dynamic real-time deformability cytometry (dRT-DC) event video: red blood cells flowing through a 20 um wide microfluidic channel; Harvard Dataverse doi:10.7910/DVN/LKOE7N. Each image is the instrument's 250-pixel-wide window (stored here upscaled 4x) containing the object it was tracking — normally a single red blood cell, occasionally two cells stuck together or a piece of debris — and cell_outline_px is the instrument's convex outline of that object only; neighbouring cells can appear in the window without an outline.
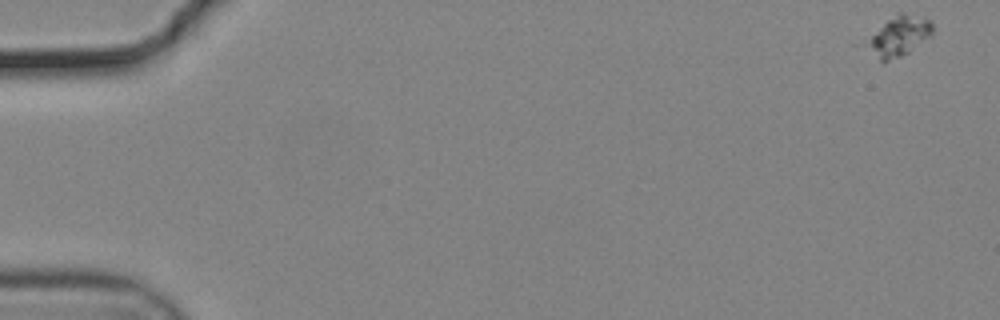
{"species": "common noctule bat (a hibernating species)", "species_latin": "Nyctalus noctula", "temperature_condition": "cold", "stored_images_in_passage": 16, "camera_frame_rate_fps": 3000, "um_per_image_px": 0.085, "animal": {"sex": "male", "body_mass_g": 19.2, "forearm_length_mm": 51.8}, "frame": {"image": 1, "passage_image": 1, "time_ms": 0.0, "image_size_px": [1000, 320], "cell_outline_px": [[932, 36], [908, 52], [884, 64], [880, 64], [856, 44], [896, 12], [904, 12], [932, 20]], "centroid_in_image_um": [76.2, 3.13], "position_along_channel_um": 8.8, "area_um2": 16.88}}